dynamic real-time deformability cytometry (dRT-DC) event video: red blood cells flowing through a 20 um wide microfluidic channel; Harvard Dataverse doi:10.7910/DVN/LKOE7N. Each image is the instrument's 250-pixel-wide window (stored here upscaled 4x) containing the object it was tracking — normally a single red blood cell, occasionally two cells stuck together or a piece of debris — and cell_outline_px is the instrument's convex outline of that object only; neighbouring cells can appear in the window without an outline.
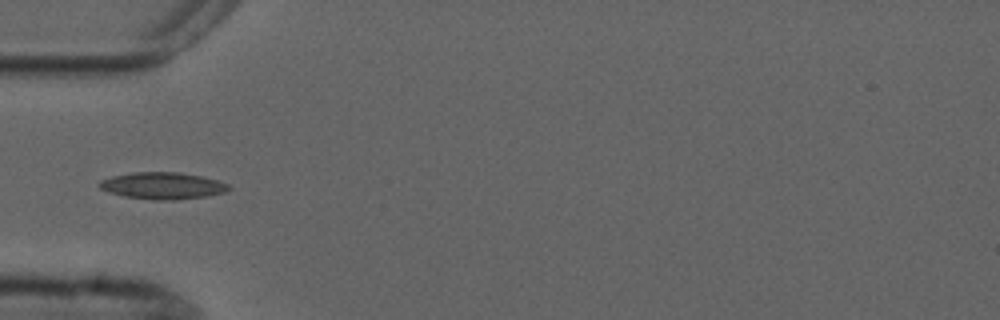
{"species": "common noctule bat (a hibernating species)", "species_latin": "Nyctalus noctula", "temperature_condition": "cold", "stored_images_in_passage": 3, "camera_frame_rate_fps": 3000, "um_per_image_px": 0.085, "animal": {"sex": "male", "forearm_length_mm": 52.5}, "frame": {"image": 1, "passage_image": 3, "time_ms": 2.333, "image_size_px": [1000, 320], "cell_outline_px": [[232, 188], [224, 192], [208, 196], [176, 200], [152, 200], [124, 196], [108, 192], [100, 188], [96, 184], [100, 180], [112, 176], [132, 172], [176, 172], [200, 176], [216, 180], [228, 184]], "centroid_in_image_um": [13.79, 15.79], "position_along_channel_um": 71.2, "area_um2": 20.29}}